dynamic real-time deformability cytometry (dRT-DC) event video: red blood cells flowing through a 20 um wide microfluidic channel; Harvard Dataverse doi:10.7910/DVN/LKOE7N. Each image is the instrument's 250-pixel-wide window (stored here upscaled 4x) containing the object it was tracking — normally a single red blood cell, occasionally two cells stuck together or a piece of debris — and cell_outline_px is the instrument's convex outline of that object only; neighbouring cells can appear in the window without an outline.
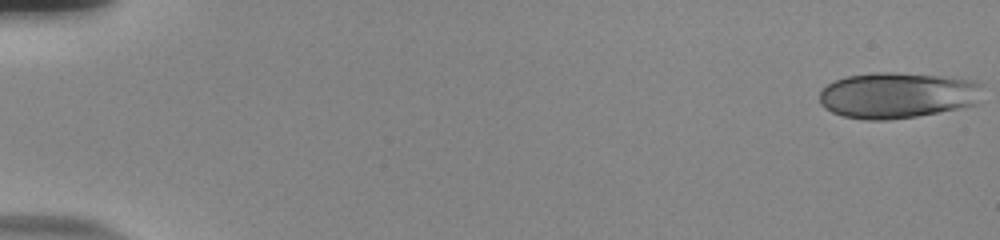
{"species": "human", "species_latin": "Homo sapiens", "temperature_condition": "room temperature", "stored_images_in_passage": 55, "camera_frame_rate_fps": 3000, "um_per_image_px": 0.085, "donor": {"sex": "male"}, "frame": {"image": 1, "passage_image": 1, "time_ms": 0.0, "image_size_px": [1000, 240], "cell_outline_px": [[984, 84], [976, 104], [960, 108], [916, 116], [888, 120], [864, 120], [844, 116], [832, 112], [824, 108], [820, 104], [820, 88], [844, 76], [872, 72], [892, 72], [944, 76], [976, 80]], "centroid_in_image_um": [76.27, 8.08], "position_along_channel_um": 8.7, "area_um2": 44.16}}
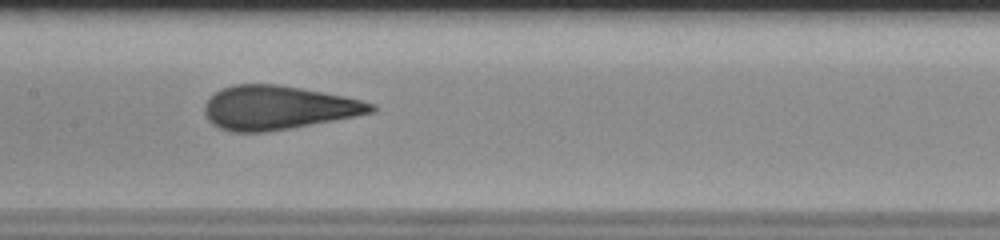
{"frame": {"image": 2, "passage_image": 29, "time_ms": 9.333, "image_size_px": [1000, 240], "cell_outline_px": [[376, 112], [356, 116], [288, 128], [264, 132], [232, 132], [220, 128], [212, 124], [208, 120], [204, 112], [204, 104], [216, 92], [232, 84], [276, 84], [300, 88], [344, 96], [376, 104]], "centroid_in_image_um": [23.62, 9.15], "position_along_channel_um": 183.8, "area_um2": 42.25}}
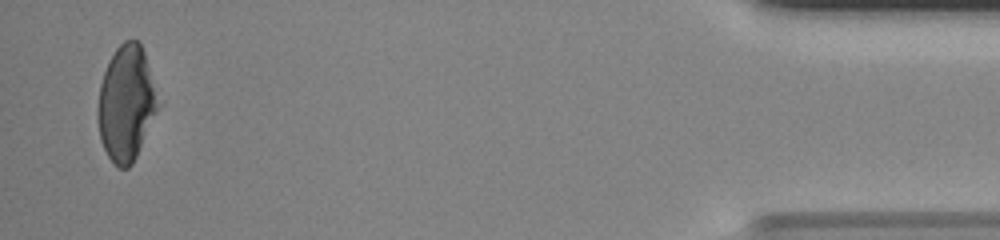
{"frame": {"image": 3, "passage_image": 54, "time_ms": 17.667, "image_size_px": [1000, 240], "cell_outline_px": [[156, 112], [136, 156], [132, 164], [128, 168], [120, 168], [108, 156], [100, 140], [96, 116], [96, 108], [100, 84], [104, 72], [116, 48], [124, 40], [136, 40], [140, 44], [144, 52], [156, 104]], "centroid_in_image_um": [10.65, 8.82], "position_along_channel_um": 424.6, "area_um2": 39.19}, "authors_computed_cell_mechanics": {"area_um2": 42.2518, "velocity_mm_per_s": 3.769, "shape_relaxation_time_tau1_ms": 11.375, "shape_relaxation_time_tau2_ms": null, "deformation_change_tau1": 0.2857, "deformation_change_tau2": null}}